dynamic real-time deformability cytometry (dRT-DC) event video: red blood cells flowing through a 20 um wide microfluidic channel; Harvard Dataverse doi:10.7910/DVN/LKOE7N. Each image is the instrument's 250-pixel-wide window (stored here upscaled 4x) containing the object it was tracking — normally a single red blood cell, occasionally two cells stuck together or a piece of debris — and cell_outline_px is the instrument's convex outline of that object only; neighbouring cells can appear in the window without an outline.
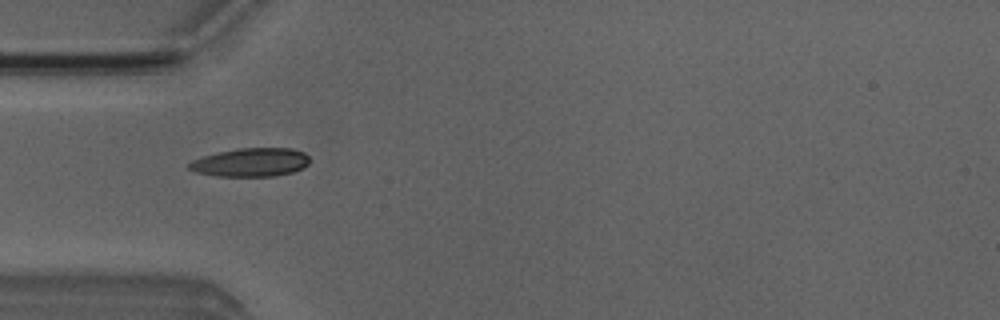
{"species": "Egyptian fruit bat (a non-hibernating species)", "species_latin": "Rousettus aegyptiacus", "temperature_condition": "room temperature", "stored_images_in_passage": 6, "camera_frame_rate_fps": 3000, "um_per_image_px": 0.085, "animal": {"sex": "male"}, "frame": {"image": 1, "passage_image": 3, "time_ms": 2.333, "image_size_px": [1000, 320], "cell_outline_px": [[312, 160], [308, 164], [292, 172], [272, 176], [216, 176], [196, 172], [188, 168], [188, 164], [192, 160], [204, 156], [220, 152], [240, 148], [292, 148], [304, 152]], "centroid_in_image_um": [21.33, 13.79], "position_along_channel_um": 63.7, "area_um2": 19.94}}
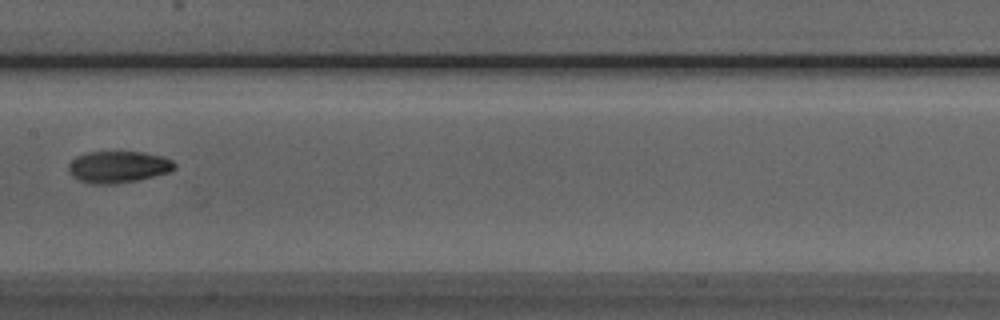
{"frame": {"image": 2, "passage_image": 6, "time_ms": 5.667, "image_size_px": [1000, 320], "cell_outline_px": [[176, 168], [168, 172], [136, 180], [116, 184], [92, 184], [80, 180], [72, 176], [68, 172], [68, 164], [76, 156], [88, 152], [144, 152], [164, 156], [172, 160], [176, 164]], "centroid_in_image_um": [10.04, 14.18], "position_along_channel_um": 197.4, "area_um2": 19.65}}